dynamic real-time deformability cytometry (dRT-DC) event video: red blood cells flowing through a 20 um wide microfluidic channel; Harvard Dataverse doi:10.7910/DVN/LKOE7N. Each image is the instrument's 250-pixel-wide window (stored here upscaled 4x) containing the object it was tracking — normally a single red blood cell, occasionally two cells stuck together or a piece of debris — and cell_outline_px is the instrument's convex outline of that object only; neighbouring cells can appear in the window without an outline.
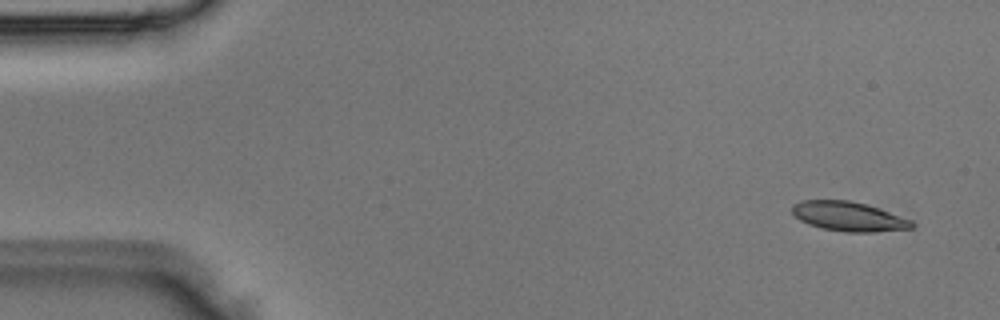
{"species": "Egyptian fruit bat (a non-hibernating species)", "species_latin": "Rousettus aegyptiacus", "temperature_condition": "room temperature", "stored_images_in_passage": 4, "camera_frame_rate_fps": 3000, "um_per_image_px": 0.085, "animal": {"sex": "male"}, "frame": {"image": 1, "passage_image": 1, "time_ms": 0.0, "image_size_px": [1000, 320], "cell_outline_px": [[916, 224], [912, 228], [876, 232], [844, 232], [824, 228], [808, 224], [800, 220], [792, 212], [792, 204], [800, 200], [848, 200], [864, 204], [912, 220]], "centroid_in_image_um": [72.11, 18.4], "position_along_channel_um": 12.9, "area_um2": 20.35}}